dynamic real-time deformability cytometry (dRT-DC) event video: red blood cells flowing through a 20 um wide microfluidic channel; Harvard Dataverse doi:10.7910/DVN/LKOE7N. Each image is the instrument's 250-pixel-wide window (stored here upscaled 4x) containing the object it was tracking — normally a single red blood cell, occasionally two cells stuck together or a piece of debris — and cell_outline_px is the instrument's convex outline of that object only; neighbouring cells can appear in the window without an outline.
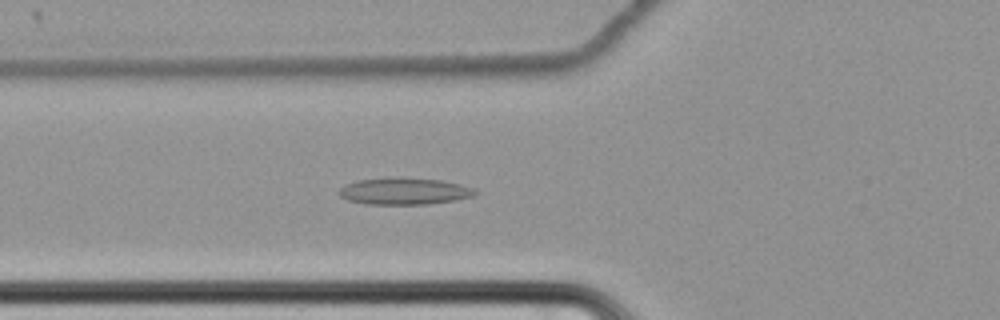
{"species": "common noctule bat (a hibernating species)", "species_latin": "Nyctalus noctula", "temperature_condition": "cold", "stored_images_in_passage": 65, "camera_frame_rate_fps": 3000, "um_per_image_px": 0.085, "animal": {"sex": "female", "body_mass_g": 22.7, "forearm_length_mm": 54.2}, "frame": {"image": 1, "passage_image": 28, "time_ms": 9.0, "image_size_px": [1000, 320], "cell_outline_px": [[480, 192], [472, 196], [456, 200], [428, 204], [368, 204], [348, 200], [340, 196], [336, 192], [344, 184], [356, 180], [388, 176], [396, 176], [440, 180], [472, 188]], "centroid_in_image_um": [34.29, 16.23], "position_along_channel_um": 91.5, "area_um2": 21.56}}
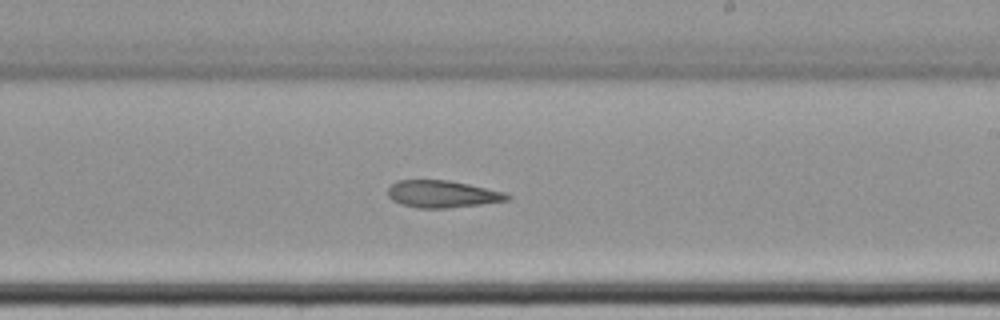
{"frame": {"image": 2, "passage_image": 42, "time_ms": 13.667, "image_size_px": [1000, 320], "cell_outline_px": [[512, 196], [508, 200], [480, 204], [448, 208], [416, 208], [400, 204], [392, 200], [388, 196], [388, 188], [396, 180], [448, 180], [468, 184], [504, 192]], "centroid_in_image_um": [37.56, 16.49], "position_along_channel_um": 251.4, "area_um2": 18.84}}
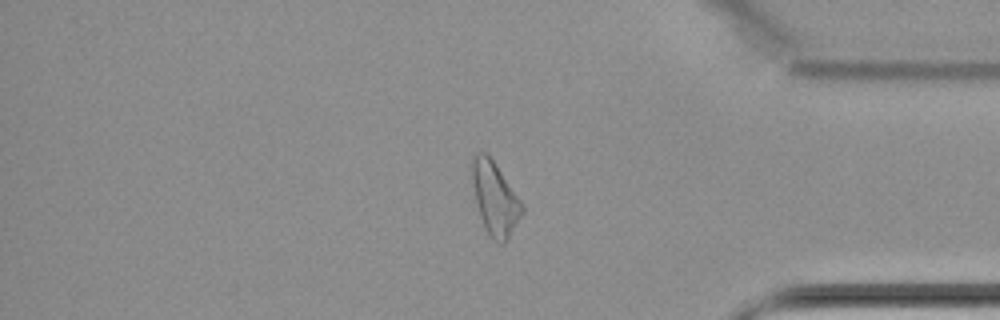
{"frame": {"image": 3, "passage_image": 56, "time_ms": 18.333, "image_size_px": [1000, 320], "cell_outline_px": [[524, 212], [508, 240], [504, 244], [500, 244], [492, 240], [484, 228], [480, 216], [468, 168], [472, 156], [476, 152], [484, 152], [492, 160], [524, 204]], "centroid_in_image_um": [42.05, 16.88], "position_along_channel_um": 393.2, "area_um2": 21.73}}